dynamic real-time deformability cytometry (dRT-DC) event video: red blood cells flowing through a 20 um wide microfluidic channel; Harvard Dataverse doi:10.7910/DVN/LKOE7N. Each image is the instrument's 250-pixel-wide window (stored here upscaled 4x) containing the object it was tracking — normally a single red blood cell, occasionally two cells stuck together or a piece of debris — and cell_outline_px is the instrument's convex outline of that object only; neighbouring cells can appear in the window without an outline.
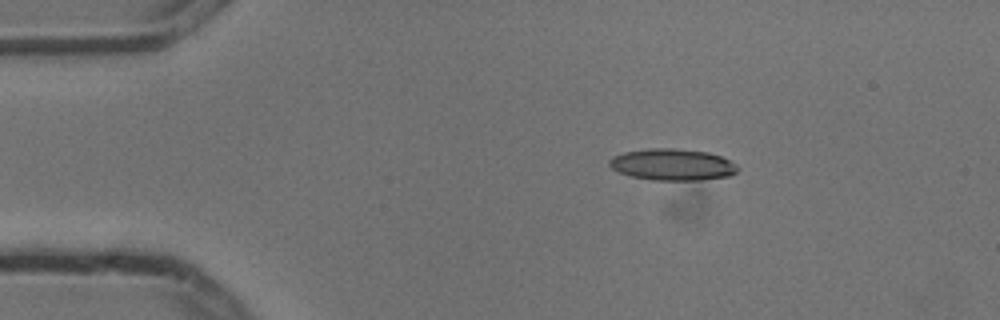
{"species": "common noctule bat (a hibernating species)", "species_latin": "Nyctalus noctula", "temperature_condition": "cold", "stored_images_in_passage": 3, "camera_frame_rate_fps": 3000, "um_per_image_px": 0.085, "animal": {"sex": "male", "body_mass_g": 13.3}, "frame": {"image": 1, "passage_image": 1, "time_ms": 0.0, "image_size_px": [1000, 320], "cell_outline_px": [[740, 168], [736, 172], [728, 176], [700, 180], [652, 180], [632, 176], [620, 172], [612, 168], [608, 164], [608, 160], [612, 156], [624, 152], [648, 148], [676, 148], [708, 152], [720, 156], [736, 164]], "centroid_in_image_um": [57.14, 13.98], "position_along_channel_um": 27.9, "area_um2": 23.64}}
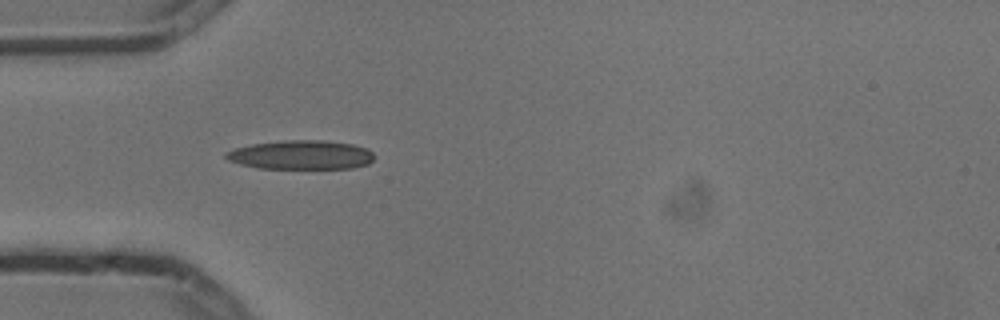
{"frame": {"image": 2, "passage_image": 3, "time_ms": 0.667, "image_size_px": [1000, 320], "cell_outline_px": [[372, 160], [368, 164], [352, 168], [256, 168], [240, 164], [228, 160], [224, 156], [224, 152], [236, 148], [252, 144], [284, 140], [324, 140], [352, 144], [368, 148], [372, 152]], "centroid_in_image_um": [25.57, 13.16], "position_along_channel_um": 59.4, "area_um2": 25.09}}